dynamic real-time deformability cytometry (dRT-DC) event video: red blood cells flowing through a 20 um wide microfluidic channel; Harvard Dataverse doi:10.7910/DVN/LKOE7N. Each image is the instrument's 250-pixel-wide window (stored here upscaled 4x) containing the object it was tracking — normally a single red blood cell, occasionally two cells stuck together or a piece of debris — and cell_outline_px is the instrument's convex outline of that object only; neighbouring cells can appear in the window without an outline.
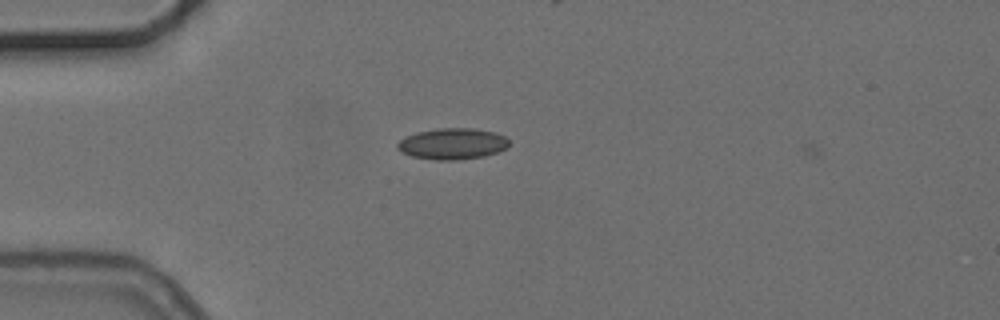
{"species": "common noctule bat (a hibernating species)", "species_latin": "Nyctalus noctula", "temperature_condition": "cold", "stored_images_in_passage": 2, "camera_frame_rate_fps": 3000, "um_per_image_px": 0.085, "animal": {"sex": "female", "body_mass_g": 24.6, "forearm_length_mm": 56.2}, "frame": {"image": 1, "passage_image": 1, "time_ms": 0.0, "image_size_px": [1000, 320], "cell_outline_px": [[508, 148], [484, 156], [456, 160], [436, 160], [412, 156], [396, 148], [396, 144], [404, 136], [416, 132], [440, 128], [476, 128], [496, 132], [504, 136], [508, 140]], "centroid_in_image_um": [38.46, 12.21], "position_along_channel_um": 46.5, "area_um2": 20.35}}